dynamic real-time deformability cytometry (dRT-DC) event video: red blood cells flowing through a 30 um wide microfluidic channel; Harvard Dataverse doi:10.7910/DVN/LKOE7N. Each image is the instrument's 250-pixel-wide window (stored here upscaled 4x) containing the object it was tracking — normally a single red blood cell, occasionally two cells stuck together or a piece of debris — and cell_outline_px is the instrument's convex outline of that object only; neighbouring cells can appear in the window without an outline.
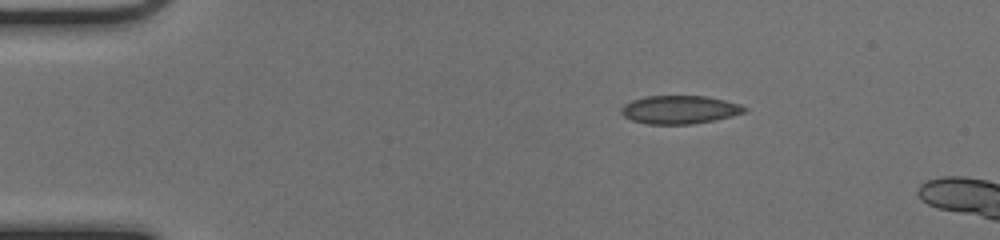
{"species": "common noctule bat (a hibernating species)", "species_latin": "Nyctalus noctula", "temperature_condition": "cold", "stored_images_in_passage": 8, "camera_frame_rate_fps": 3000, "um_per_image_px": 0.085, "animal": {"sex": "female", "body_mass_g": 17.0, "forearm_length_mm": 48.0}, "frame": {"image": 1, "passage_image": 1, "time_ms": 0.0, "image_size_px": [1000, 240], "cell_outline_px": [[748, 108], [744, 112], [732, 116], [716, 120], [692, 124], [648, 124], [632, 120], [624, 116], [620, 112], [620, 108], [624, 104], [632, 100], [648, 96], [708, 96], [740, 104]], "centroid_in_image_um": [57.77, 9.32], "position_along_channel_um": 27.2, "area_um2": 20.35}}